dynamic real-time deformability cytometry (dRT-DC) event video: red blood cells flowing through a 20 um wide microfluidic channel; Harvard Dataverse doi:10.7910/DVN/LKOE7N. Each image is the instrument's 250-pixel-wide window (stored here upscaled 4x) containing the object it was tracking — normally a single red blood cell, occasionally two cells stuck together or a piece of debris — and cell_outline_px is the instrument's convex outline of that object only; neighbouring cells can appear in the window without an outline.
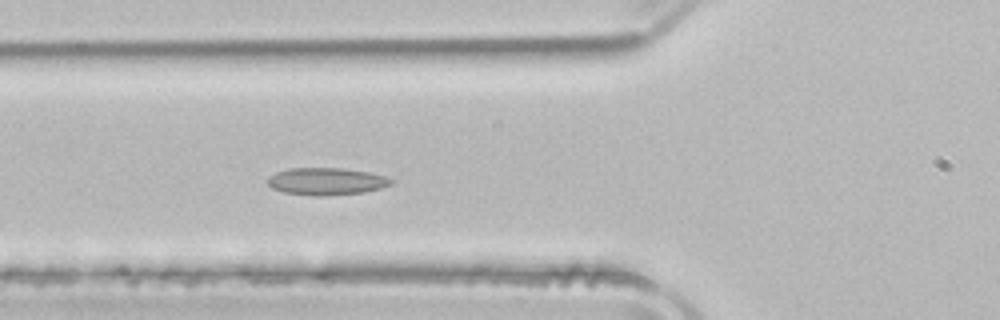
{"species": "common noctule bat (a hibernating species)", "species_latin": "Nyctalus noctula", "temperature_condition": "room temperature", "stored_images_in_passage": 46, "camera_frame_rate_fps": 3000, "um_per_image_px": 0.085, "animal": {"sex": "male", "body_mass_g": 21.5, "forearm_length_mm": 52.0}, "frame": {"image": 1, "passage_image": 13, "time_ms": 4.0, "image_size_px": [1000, 320], "cell_outline_px": [[396, 180], [392, 184], [380, 188], [364, 192], [320, 196], [316, 196], [284, 192], [272, 188], [264, 180], [268, 176], [276, 172], [288, 168], [344, 168], [368, 172], [384, 176]], "centroid_in_image_um": [27.72, 15.41], "position_along_channel_um": 98.1, "area_um2": 19.71}}
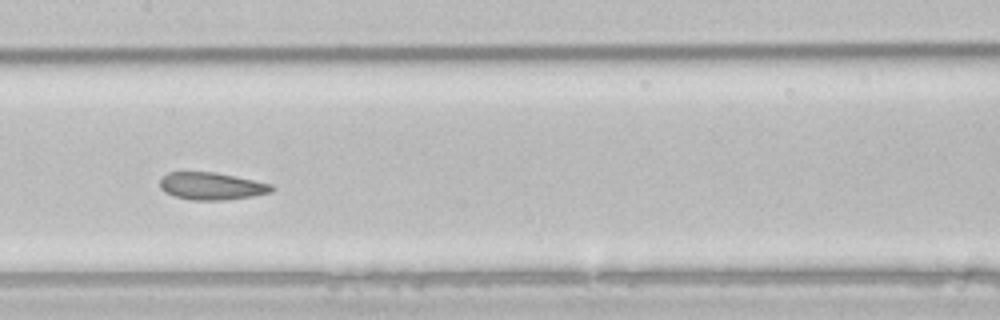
{"frame": {"image": 2, "passage_image": 20, "time_ms": 6.333, "image_size_px": [1000, 320], "cell_outline_px": [[276, 188], [272, 192], [252, 196], [228, 200], [192, 200], [176, 196], [164, 192], [160, 188], [160, 180], [168, 172], [212, 172], [272, 184]], "centroid_in_image_um": [17.99, 15.83], "position_along_channel_um": 189.4, "area_um2": 17.69}}
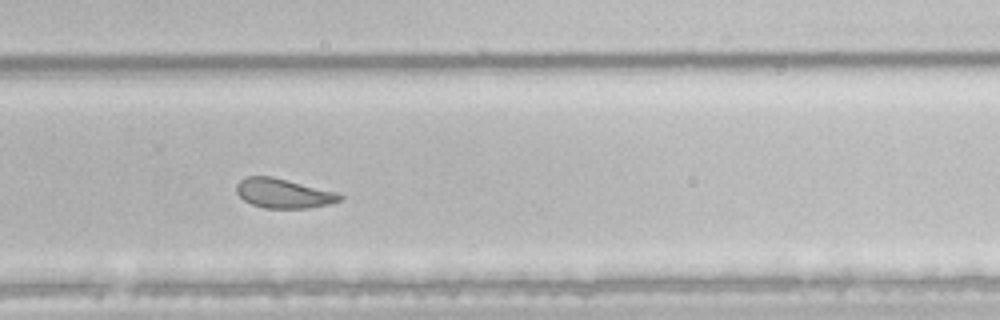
{"frame": {"image": 3, "passage_image": 29, "time_ms": 9.333, "image_size_px": [1000, 320], "cell_outline_px": [[344, 196], [340, 200], [328, 204], [308, 208], [264, 208], [252, 204], [244, 200], [236, 192], [236, 184], [244, 176], [272, 176], [336, 192]], "centroid_in_image_um": [24.06, 16.43], "position_along_channel_um": 305.7, "area_um2": 17.69}, "authors_computed_cell_mechanics": {"area_um2": 20.519, "velocity_mm_per_s": 3.8923, "shape_relaxation_time_tau1_ms": null, "shape_relaxation_time_tau2_ms": 2.229, "deformation_change_tau1": null, "deformation_change_tau2": 0.084}}